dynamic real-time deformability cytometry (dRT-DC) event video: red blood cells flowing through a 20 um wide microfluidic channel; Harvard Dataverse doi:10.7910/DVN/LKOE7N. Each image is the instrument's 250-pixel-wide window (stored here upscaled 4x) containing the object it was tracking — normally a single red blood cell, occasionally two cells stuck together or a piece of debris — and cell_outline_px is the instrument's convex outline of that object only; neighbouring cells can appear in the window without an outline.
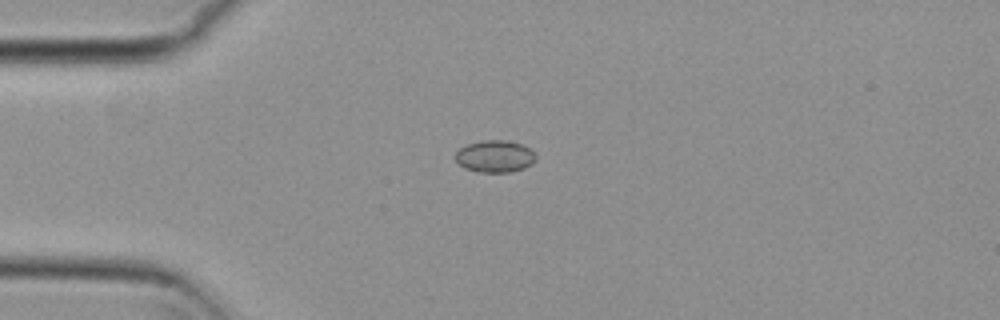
{"species": "common noctule bat (a hibernating species)", "species_latin": "Nyctalus noctula", "temperature_condition": "cold", "stored_images_in_passage": 26, "camera_frame_rate_fps": 3000, "um_per_image_px": 0.085, "animal": {"sex": "female", "body_mass_g": 29.2, "forearm_length_mm": 56.3}, "frame": {"image": 1, "passage_image": 1, "time_ms": 0.0, "image_size_px": [1000, 320], "cell_outline_px": [[536, 160], [532, 164], [524, 168], [512, 172], [480, 172], [464, 168], [456, 160], [456, 152], [460, 148], [468, 144], [484, 140], [508, 140], [524, 144], [536, 156]], "centroid_in_image_um": [42.09, 13.29], "position_along_channel_um": 42.9, "area_um2": 15.03}}
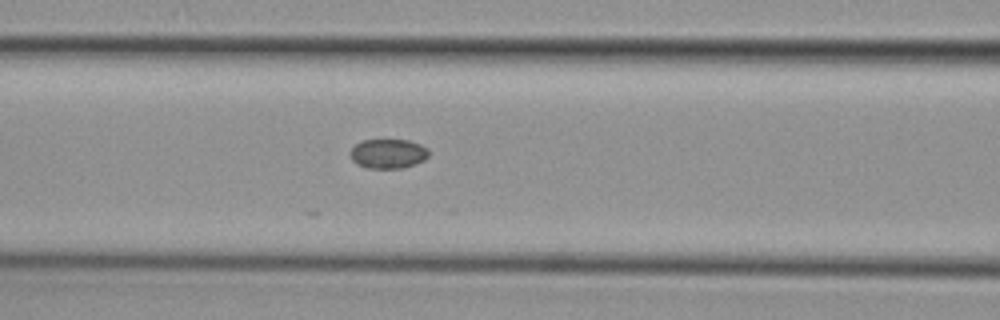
{"frame": {"image": 2, "passage_image": 10, "time_ms": 3.0, "image_size_px": [1000, 320], "cell_outline_px": [[428, 156], [424, 160], [416, 164], [404, 168], [368, 168], [356, 164], [352, 160], [348, 152], [356, 144], [364, 140], [408, 140], [420, 144], [428, 148]], "centroid_in_image_um": [32.98, 13.07], "position_along_channel_um": 133.6, "area_um2": 13.58}}
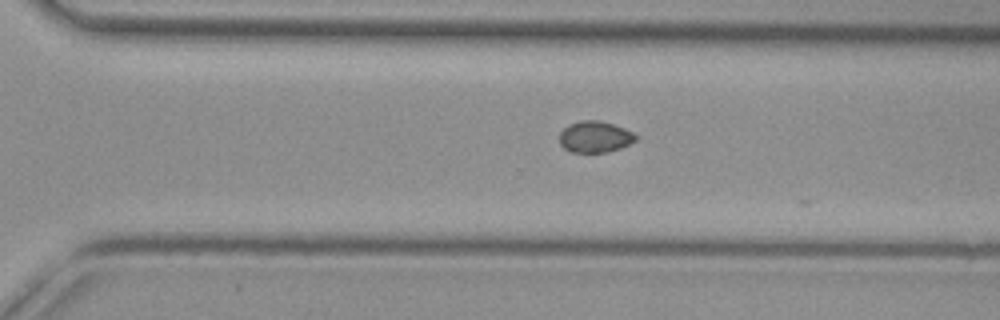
{"frame": {"image": 3, "passage_image": 25, "time_ms": 8.0, "image_size_px": [1000, 320], "cell_outline_px": [[636, 140], [620, 148], [608, 152], [572, 152], [564, 148], [560, 144], [560, 132], [568, 124], [580, 120], [600, 120], [624, 128], [632, 132], [636, 136]], "centroid_in_image_um": [50.55, 11.62], "position_along_channel_um": 320.1, "area_um2": 13.87}}